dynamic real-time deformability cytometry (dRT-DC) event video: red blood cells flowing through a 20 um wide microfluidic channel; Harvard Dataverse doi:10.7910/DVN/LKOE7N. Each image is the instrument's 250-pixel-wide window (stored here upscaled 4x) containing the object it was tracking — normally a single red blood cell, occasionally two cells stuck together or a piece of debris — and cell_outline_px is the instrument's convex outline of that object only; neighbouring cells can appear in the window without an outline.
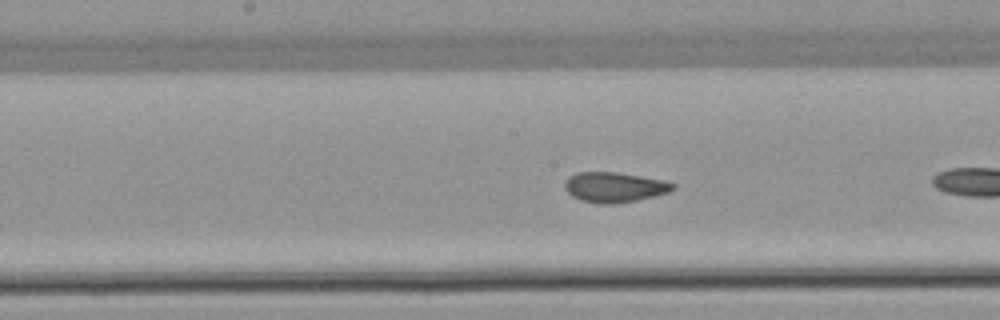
{"species": "common noctule bat (a hibernating species)", "species_latin": "Nyctalus noctula", "temperature_condition": "warm", "stored_images_in_passage": 19, "camera_frame_rate_fps": 3000, "um_per_image_px": 0.085, "animal": {"sex": "female", "body_mass_g": 22.7, "forearm_length_mm": 54.2}, "frame": {"image": 1, "passage_image": 11, "time_ms": 3.333, "image_size_px": [1000, 320], "cell_outline_px": [[676, 188], [668, 192], [636, 200], [612, 204], [600, 204], [580, 200], [572, 196], [564, 188], [564, 184], [568, 176], [576, 172], [616, 172], [664, 180], [676, 184]], "centroid_in_image_um": [52.2, 15.9], "position_along_channel_um": 196.0, "area_um2": 18.96}}